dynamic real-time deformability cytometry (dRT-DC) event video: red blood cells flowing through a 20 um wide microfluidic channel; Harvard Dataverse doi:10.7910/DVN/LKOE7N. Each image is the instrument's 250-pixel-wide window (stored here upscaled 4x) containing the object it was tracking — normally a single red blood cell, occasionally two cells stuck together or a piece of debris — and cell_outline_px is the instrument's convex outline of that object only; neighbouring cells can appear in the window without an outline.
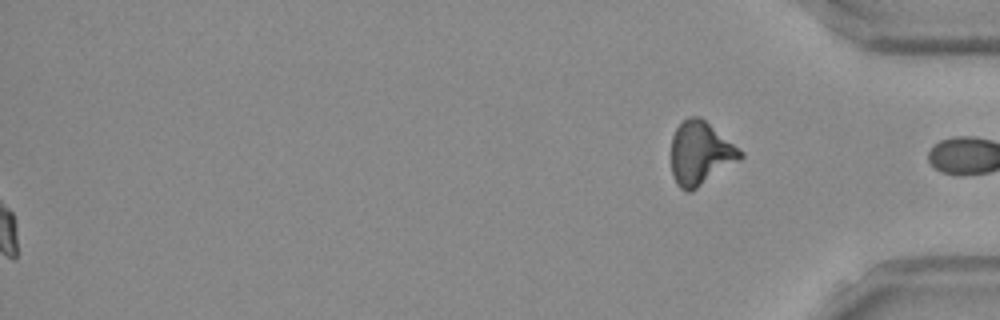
{"species": "Egyptian fruit bat (a non-hibernating species)", "species_latin": "Rousettus aegyptiacus", "temperature_condition": "room temperature", "stored_images_in_passage": 53, "segment_of_instrument_passage": [2, 2], "camera_frame_rate_fps": 3000, "um_per_image_px": 0.085, "frame": {"image": 1, "passage_image": 53, "time_ms": 17.333, "image_size_px": [1000, 320], "cell_outline_px": [[744, 156], [740, 160], [696, 188], [688, 192], [684, 192], [676, 184], [672, 176], [672, 136], [676, 128], [688, 116], [700, 116], [744, 152]], "centroid_in_image_um": [59.53, 13.03], "position_along_channel_um": 375.7, "area_um2": 25.43}}